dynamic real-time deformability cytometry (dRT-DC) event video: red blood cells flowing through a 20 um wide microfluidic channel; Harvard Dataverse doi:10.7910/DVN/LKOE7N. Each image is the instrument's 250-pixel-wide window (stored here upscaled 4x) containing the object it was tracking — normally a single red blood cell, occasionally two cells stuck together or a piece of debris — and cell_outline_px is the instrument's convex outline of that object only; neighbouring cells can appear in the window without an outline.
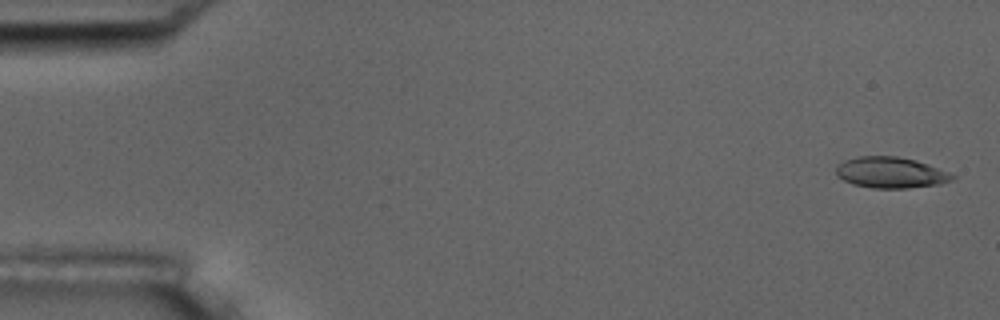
{"species": "common noctule bat (a hibernating species)", "species_latin": "Nyctalus noctula", "temperature_condition": "room temperature", "stored_images_in_passage": 10, "camera_frame_rate_fps": 3000, "um_per_image_px": 0.085, "animal": {"sex": "male", "body_mass_g": 17.5, "forearm_length_mm": 52.3}, "frame": {"image": 1, "passage_image": 1, "time_ms": 0.0, "image_size_px": [1000, 320], "cell_outline_px": [[956, 176], [952, 180], [940, 184], [908, 188], [872, 188], [852, 184], [836, 176], [836, 168], [844, 160], [856, 156], [896, 156], [916, 160], [928, 164], [948, 172]], "centroid_in_image_um": [75.7, 14.67], "position_along_channel_um": 9.3, "area_um2": 21.04}}
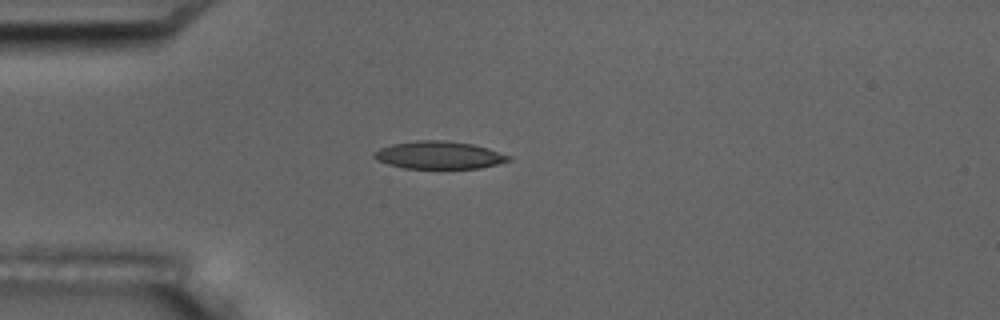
{"frame": {"image": 2, "passage_image": 4, "time_ms": 4.333, "image_size_px": [1000, 320], "cell_outline_px": [[512, 160], [480, 168], [404, 168], [388, 164], [376, 160], [372, 156], [372, 152], [380, 148], [392, 144], [416, 140], [444, 140], [472, 144], [488, 148], [512, 156]], "centroid_in_image_um": [37.3, 13.18], "position_along_channel_um": 47.7, "area_um2": 21.73}}